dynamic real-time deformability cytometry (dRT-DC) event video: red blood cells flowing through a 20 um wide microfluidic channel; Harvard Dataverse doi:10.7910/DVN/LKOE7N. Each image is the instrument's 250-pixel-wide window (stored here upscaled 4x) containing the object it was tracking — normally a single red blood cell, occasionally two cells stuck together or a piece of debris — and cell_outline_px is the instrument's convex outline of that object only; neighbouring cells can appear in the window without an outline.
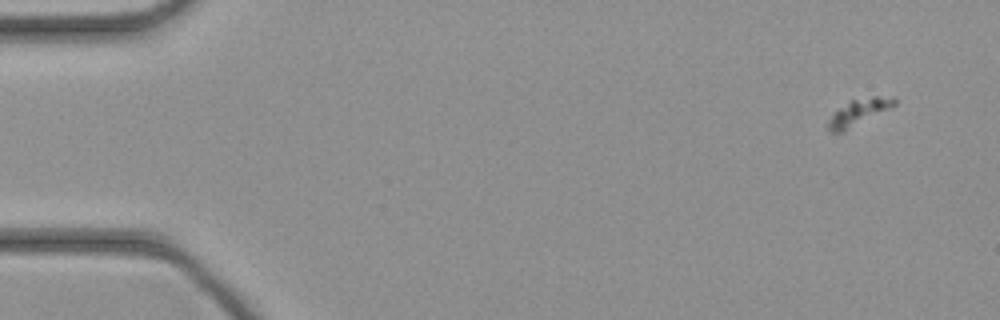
{"species": "common noctule bat (a hibernating species)", "species_latin": "Nyctalus noctula", "temperature_condition": "cold", "stored_images_in_passage": 13, "camera_frame_rate_fps": 3000, "um_per_image_px": 0.085, "animal": {"sex": "female", "body_mass_g": 21.9}, "frame": {"image": 1, "passage_image": 4, "time_ms": 1.0, "image_size_px": [1000, 320], "cell_outline_px": [[896, 104], [892, 108], [844, 132], [828, 132], [828, 120], [840, 108], [852, 100], [872, 96], [896, 96]], "centroid_in_image_um": [73.06, 9.54], "position_along_channel_um": 11.9, "area_um2": 10.23}}